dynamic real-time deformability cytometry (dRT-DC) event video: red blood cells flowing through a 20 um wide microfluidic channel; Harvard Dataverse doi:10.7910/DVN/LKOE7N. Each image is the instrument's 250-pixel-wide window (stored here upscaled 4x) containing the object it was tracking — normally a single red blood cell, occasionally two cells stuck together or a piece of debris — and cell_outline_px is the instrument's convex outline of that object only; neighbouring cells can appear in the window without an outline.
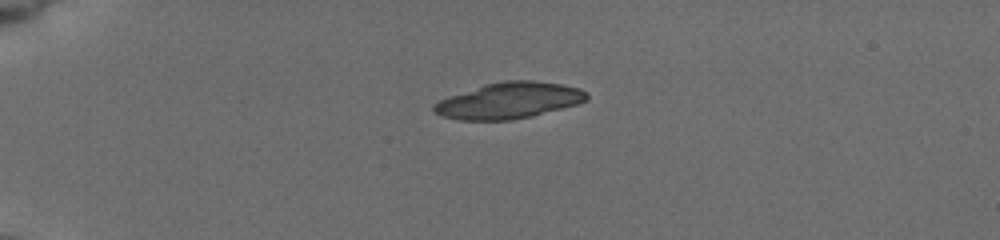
{"species": "common noctule bat (a hibernating species)", "species_latin": "Nyctalus noctula", "temperature_condition": "cold", "stored_images_in_passage": 41, "camera_frame_rate_fps": 3000, "um_per_image_px": 0.085, "animal": {"sex": "female", "body_mass_g": 19.5, "forearm_length_mm": 54.1}, "frame": {"image": 1, "passage_image": 1, "time_ms": 0.0, "image_size_px": [1000, 240], "cell_outline_px": [[588, 100], [580, 104], [532, 116], [512, 120], [460, 120], [444, 116], [432, 112], [432, 104], [440, 100], [484, 84], [504, 80], [532, 80], [560, 84], [580, 88], [588, 92]], "centroid_in_image_um": [43.31, 8.55], "position_along_channel_um": 41.7, "area_um2": 32.31}}